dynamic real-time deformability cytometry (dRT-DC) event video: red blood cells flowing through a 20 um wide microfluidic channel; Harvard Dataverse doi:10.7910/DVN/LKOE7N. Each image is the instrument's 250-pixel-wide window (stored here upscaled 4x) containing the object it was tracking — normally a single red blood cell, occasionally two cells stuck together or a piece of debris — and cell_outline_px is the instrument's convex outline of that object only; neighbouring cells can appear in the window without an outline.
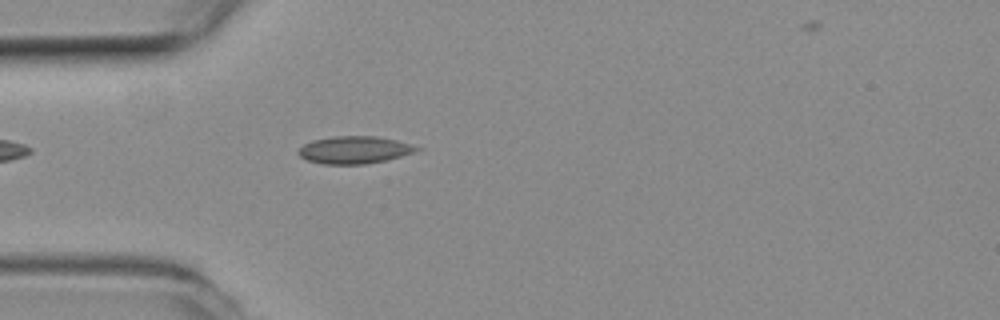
{"species": "common noctule bat (a hibernating species)", "species_latin": "Nyctalus noctula", "temperature_condition": "room temperature", "stored_images_in_passage": 34, "camera_frame_rate_fps": 3000, "um_per_image_px": 0.085, "animal": {"sex": "female", "body_mass_g": 19.3, "forearm_length_mm": 54.1}, "frame": {"image": 1, "passage_image": 1, "time_ms": 0.0, "image_size_px": [1000, 320], "cell_outline_px": [[424, 148], [388, 160], [364, 164], [320, 164], [308, 160], [300, 156], [296, 152], [304, 144], [312, 140], [332, 136], [376, 136], [396, 140]], "centroid_in_image_um": [30.1, 12.74], "position_along_channel_um": 54.9, "area_um2": 18.9}}
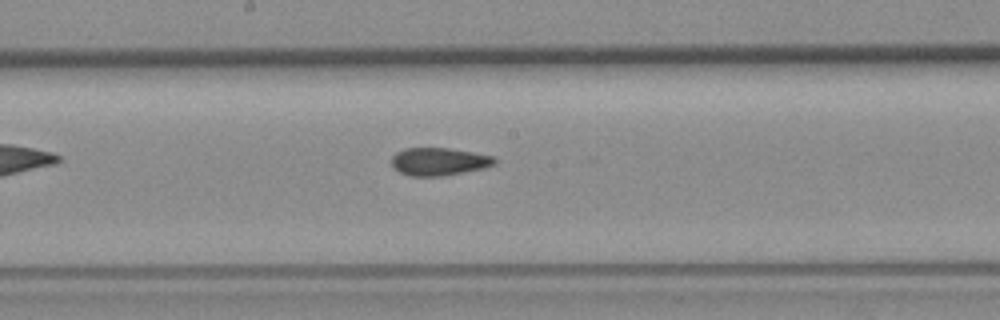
{"frame": {"image": 2, "passage_image": 14, "time_ms": 4.333, "image_size_px": [1000, 320], "cell_outline_px": [[496, 164], [484, 168], [444, 176], [408, 176], [392, 168], [392, 156], [396, 152], [404, 148], [448, 148], [496, 156]], "centroid_in_image_um": [37.31, 13.73], "position_along_channel_um": 210.9, "area_um2": 16.88}}
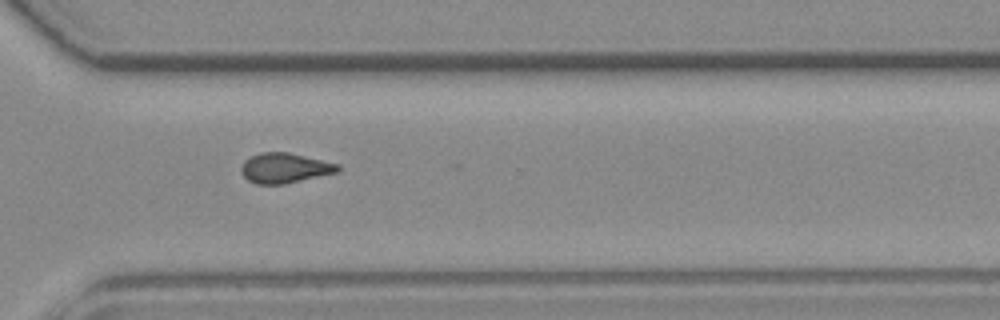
{"frame": {"image": 3, "passage_image": 25, "time_ms": 8.0, "image_size_px": [1000, 320], "cell_outline_px": [[340, 168], [336, 172], [284, 184], [256, 184], [248, 180], [244, 176], [240, 168], [244, 160], [260, 152], [288, 152], [340, 164]], "centroid_in_image_um": [24.18, 14.27], "position_along_channel_um": 346.4, "area_um2": 16.76}, "authors_computed_cell_mechanics": {"area_um2": 16.9065, "velocity_mm_per_s": 3.7047, "shape_relaxation_time_tau1_ms": null, "shape_relaxation_time_tau2_ms": 2.8393, "deformation_change_tau1": null, "deformation_change_tau2": 0.0808}}